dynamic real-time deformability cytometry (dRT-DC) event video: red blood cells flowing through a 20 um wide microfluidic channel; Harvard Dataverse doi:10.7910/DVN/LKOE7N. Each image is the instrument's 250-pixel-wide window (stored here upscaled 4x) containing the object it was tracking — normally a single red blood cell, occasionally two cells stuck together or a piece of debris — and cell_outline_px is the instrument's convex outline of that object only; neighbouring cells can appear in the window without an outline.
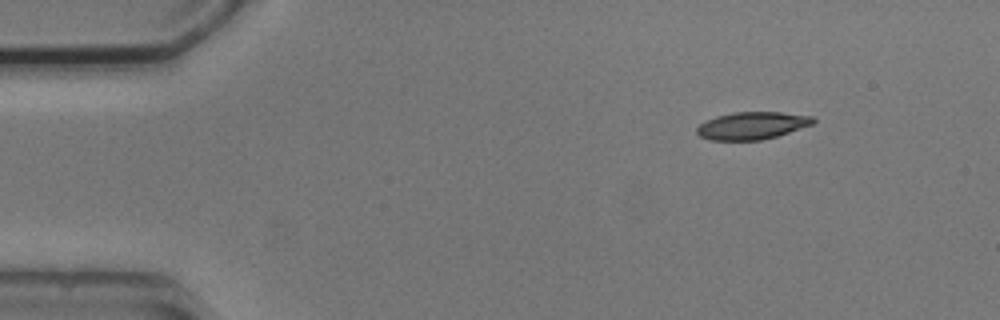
{"species": "common noctule bat (a hibernating species)", "species_latin": "Nyctalus noctula", "temperature_condition": "cold", "stored_images_in_passage": 6, "camera_frame_rate_fps": 3000, "um_per_image_px": 0.085, "animal": {"sex": "male", "body_mass_g": 20.5, "forearm_length_mm": 52.5}, "frame": {"image": 1, "passage_image": 1, "time_ms": 0.0, "image_size_px": [1000, 320], "cell_outline_px": [[816, 120], [812, 124], [776, 136], [760, 140], [708, 140], [700, 136], [696, 132], [696, 128], [700, 124], [716, 116], [736, 112], [780, 112], [812, 116]], "centroid_in_image_um": [63.9, 10.68], "position_along_channel_um": 21.1, "area_um2": 18.38}}
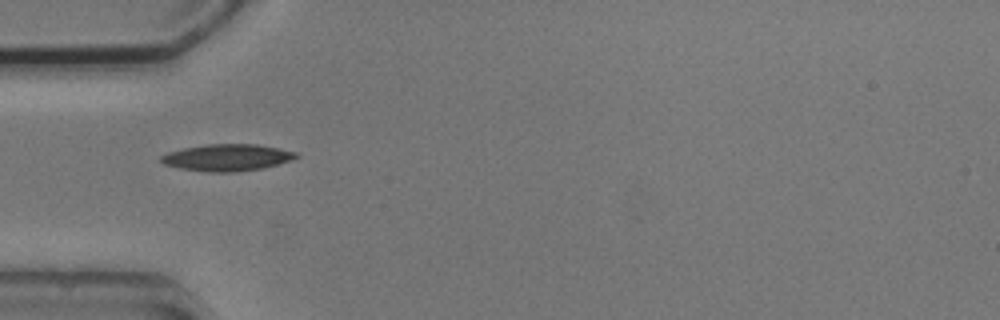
{"frame": {"image": 2, "passage_image": 4, "time_ms": 3.333, "image_size_px": [1000, 320], "cell_outline_px": [[300, 156], [292, 160], [264, 168], [236, 172], [208, 172], [180, 168], [164, 164], [160, 160], [160, 156], [168, 152], [184, 148], [208, 144], [256, 144], [280, 148], [296, 152]], "centroid_in_image_um": [19.33, 13.39], "position_along_channel_um": 65.7, "area_um2": 21.15}}